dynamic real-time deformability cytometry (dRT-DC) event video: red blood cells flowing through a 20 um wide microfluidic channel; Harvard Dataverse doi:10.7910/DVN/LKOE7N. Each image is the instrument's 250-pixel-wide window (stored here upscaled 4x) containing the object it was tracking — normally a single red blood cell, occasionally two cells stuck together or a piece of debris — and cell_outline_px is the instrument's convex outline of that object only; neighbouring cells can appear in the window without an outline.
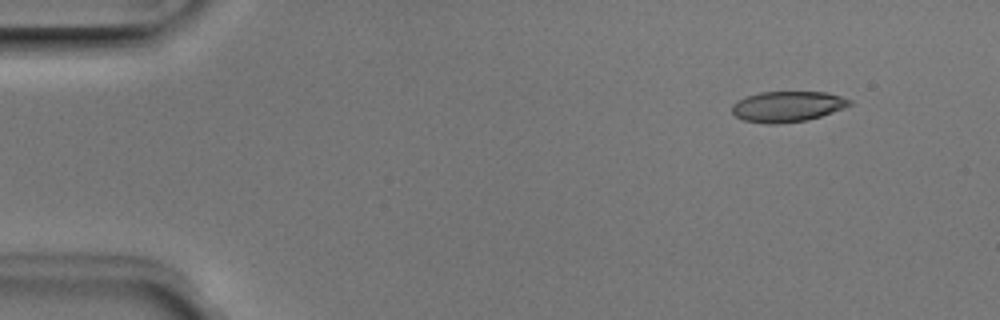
{"species": "Egyptian fruit bat (a non-hibernating species)", "species_latin": "Rousettus aegyptiacus", "temperature_condition": "room temperature", "stored_images_in_passage": 3, "camera_frame_rate_fps": 3000, "um_per_image_px": 0.085, "animal": {"sex": "male"}, "frame": {"image": 1, "passage_image": 1, "time_ms": 0.0, "image_size_px": [1000, 320], "cell_outline_px": [[852, 104], [844, 108], [808, 120], [776, 124], [768, 124], [744, 120], [736, 116], [732, 112], [732, 104], [736, 100], [760, 92], [828, 92], [852, 100]], "centroid_in_image_um": [66.93, 9.05], "position_along_channel_um": 18.1, "area_um2": 20.98}}